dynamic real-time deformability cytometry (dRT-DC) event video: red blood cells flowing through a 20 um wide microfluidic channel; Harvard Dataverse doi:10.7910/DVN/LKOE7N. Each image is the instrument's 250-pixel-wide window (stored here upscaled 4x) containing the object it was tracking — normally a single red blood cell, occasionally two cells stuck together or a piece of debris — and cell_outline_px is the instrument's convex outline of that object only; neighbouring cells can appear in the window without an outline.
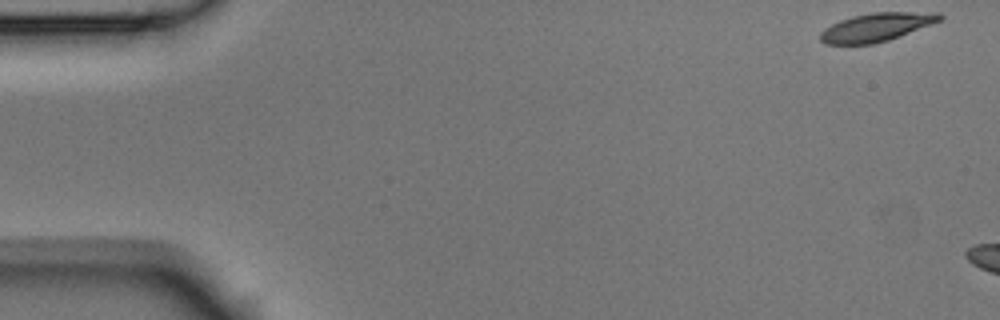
{"species": "Egyptian fruit bat (a non-hibernating species)", "species_latin": "Rousettus aegyptiacus", "temperature_condition": "room temperature", "stored_images_in_passage": 3, "camera_frame_rate_fps": 3000, "um_per_image_px": 0.085, "animal": {"sex": "male"}, "frame": {"image": 1, "passage_image": 1, "time_ms": 0.0, "image_size_px": [1000, 320], "cell_outline_px": [[944, 16], [940, 20], [888, 40], [872, 44], [828, 44], [820, 40], [820, 32], [824, 28], [840, 20], [852, 16], [872, 12], [940, 12]], "centroid_in_image_um": [74.47, 2.3], "position_along_channel_um": 10.5, "area_um2": 19.54}}